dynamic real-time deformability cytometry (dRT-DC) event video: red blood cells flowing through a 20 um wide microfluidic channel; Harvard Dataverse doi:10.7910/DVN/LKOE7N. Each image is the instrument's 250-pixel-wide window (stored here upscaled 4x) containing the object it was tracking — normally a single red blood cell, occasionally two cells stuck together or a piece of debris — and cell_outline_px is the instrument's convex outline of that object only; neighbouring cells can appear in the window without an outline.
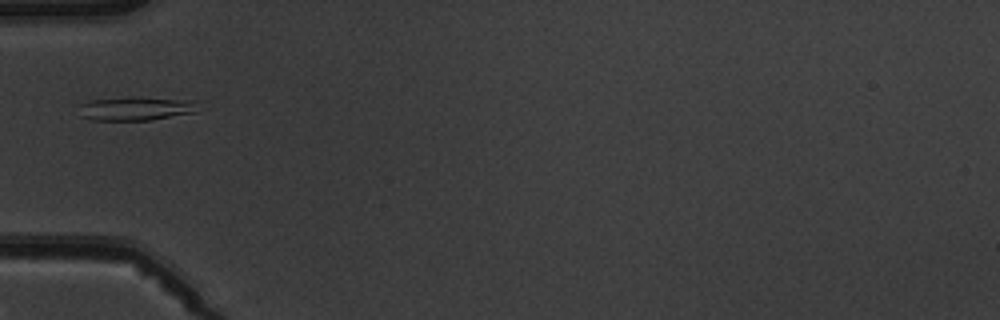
{"species": "common noctule bat (a hibernating species)", "species_latin": "Nyctalus noctula", "temperature_condition": "warm", "stored_images_in_passage": 3, "camera_frame_rate_fps": 3000, "um_per_image_px": 0.085, "animal": {"sex": "male", "body_mass_g": 19.5, "forearm_length_mm": 54.6}, "frame": {"image": 1, "passage_image": 1, "time_ms": 0.0, "image_size_px": [1000, 320], "cell_outline_px": [[200, 100], [196, 112], [152, 120], [92, 120], [80, 116], [80, 104], [92, 100]], "centroid_in_image_um": [11.59, 9.29], "position_along_channel_um": 73.4, "area_um2": 15.32}}
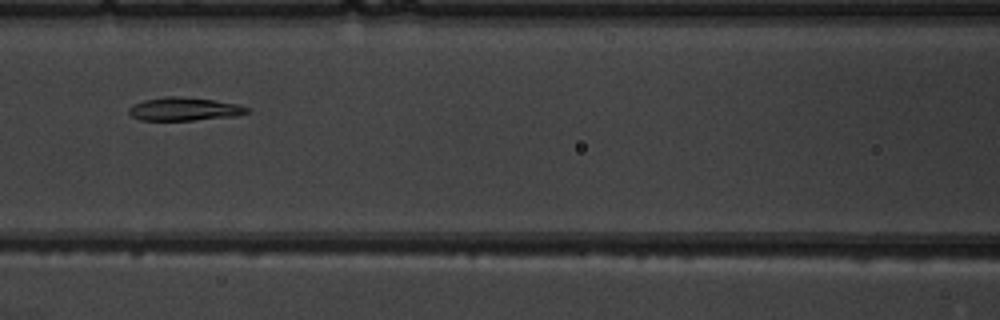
{"frame": {"image": 2, "passage_image": 3, "time_ms": 2.0, "image_size_px": [1000, 320], "cell_outline_px": [[252, 112], [236, 116], [196, 120], [140, 120], [132, 116], [128, 112], [128, 108], [132, 104], [144, 100], [164, 96], [180, 96], [216, 100], [236, 104], [248, 108]], "centroid_in_image_um": [15.66, 9.26], "position_along_channel_um": 150.9, "area_um2": 16.18}}